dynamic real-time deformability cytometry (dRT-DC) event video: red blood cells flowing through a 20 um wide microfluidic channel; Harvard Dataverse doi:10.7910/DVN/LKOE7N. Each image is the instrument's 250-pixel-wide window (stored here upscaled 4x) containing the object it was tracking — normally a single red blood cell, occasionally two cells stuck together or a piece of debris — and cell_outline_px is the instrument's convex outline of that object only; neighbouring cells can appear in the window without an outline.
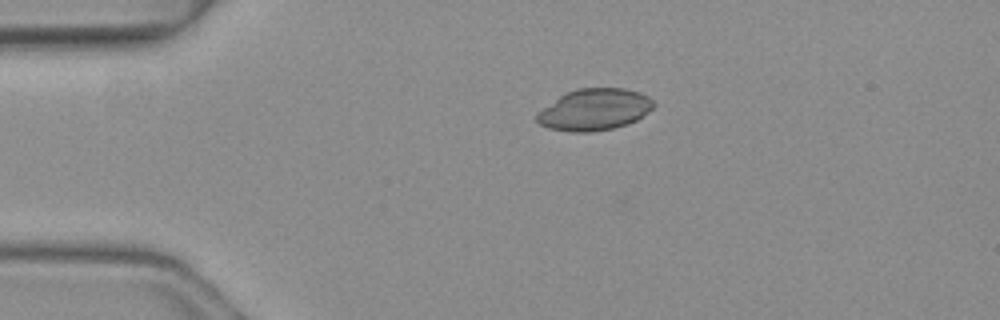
{"species": "common noctule bat (a hibernating species)", "species_latin": "Nyctalus noctula", "temperature_condition": "warm", "stored_images_in_passage": 2, "camera_frame_rate_fps": 3000, "um_per_image_px": 0.085, "animal": {"sex": "female", "body_mass_g": 19.3, "forearm_length_mm": 54.1}, "frame": {"image": 1, "passage_image": 1, "time_ms": 0.0, "image_size_px": [1000, 320], "cell_outline_px": [[656, 104], [652, 108], [636, 120], [628, 124], [612, 128], [592, 132], [572, 132], [548, 128], [540, 124], [536, 120], [536, 112], [564, 92], [576, 88], [624, 88], [640, 92], [648, 96]], "centroid_in_image_um": [50.49, 9.3], "position_along_channel_um": 34.5, "area_um2": 28.5}}